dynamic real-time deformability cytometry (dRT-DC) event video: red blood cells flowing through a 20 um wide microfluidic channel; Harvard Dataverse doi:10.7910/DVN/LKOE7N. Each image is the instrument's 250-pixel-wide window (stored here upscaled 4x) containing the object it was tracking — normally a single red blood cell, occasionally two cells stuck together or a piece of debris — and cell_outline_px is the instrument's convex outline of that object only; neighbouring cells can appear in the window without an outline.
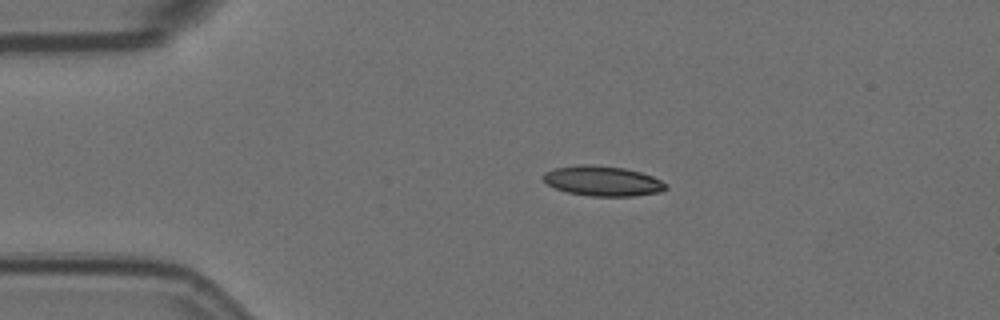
{"species": "Egyptian fruit bat (a non-hibernating species)", "species_latin": "Rousettus aegyptiacus", "temperature_condition": "room temperature", "stored_images_in_passage": 12, "camera_frame_rate_fps": 3000, "um_per_image_px": 0.085, "animal": {"sex": "female"}, "frame": {"image": 1, "passage_image": 1, "time_ms": 0.0, "image_size_px": [1000, 320], "cell_outline_px": [[668, 188], [660, 192], [636, 196], [592, 196], [568, 192], [556, 188], [548, 184], [544, 180], [544, 172], [556, 168], [580, 164], [592, 164], [624, 168], [640, 172], [652, 176], [668, 184]], "centroid_in_image_um": [51.27, 15.38], "position_along_channel_um": 33.7, "area_um2": 21.39}}
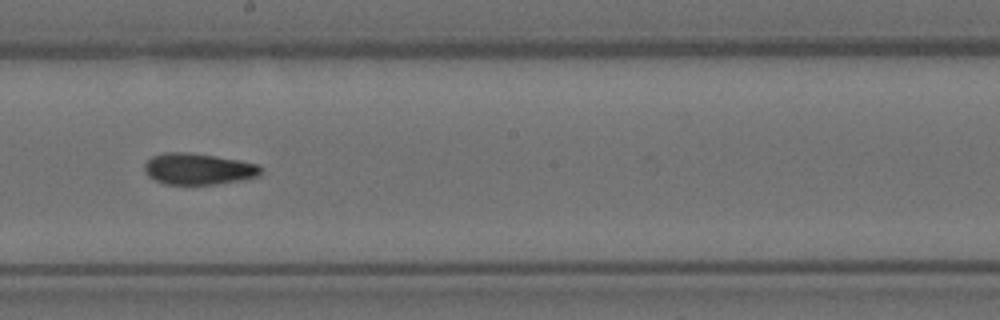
{"frame": {"image": 2, "passage_image": 6, "time_ms": 1.667, "image_size_px": [1000, 320], "cell_outline_px": [[260, 176], [244, 180], [216, 184], [164, 184], [148, 176], [144, 172], [144, 164], [152, 156], [164, 152], [188, 152], [216, 156], [240, 160], [256, 164], [260, 168]], "centroid_in_image_um": [16.84, 14.36], "position_along_channel_um": 231.4, "area_um2": 21.33}}
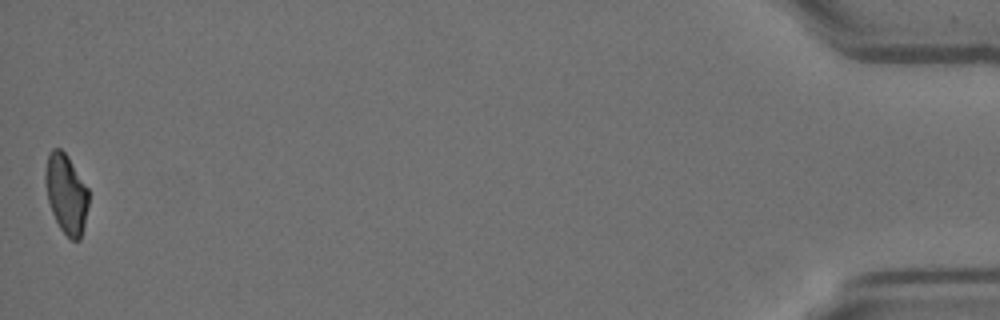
{"frame": {"image": 3, "passage_image": 12, "time_ms": 3.667, "image_size_px": [1000, 320], "cell_outline_px": [[88, 204], [84, 224], [80, 240], [72, 240], [60, 228], [52, 212], [48, 200], [44, 180], [44, 176], [48, 152], [52, 148], [60, 148], [68, 156], [88, 188]], "centroid_in_image_um": [5.61, 16.43], "position_along_channel_um": 429.6, "area_um2": 19.94}}